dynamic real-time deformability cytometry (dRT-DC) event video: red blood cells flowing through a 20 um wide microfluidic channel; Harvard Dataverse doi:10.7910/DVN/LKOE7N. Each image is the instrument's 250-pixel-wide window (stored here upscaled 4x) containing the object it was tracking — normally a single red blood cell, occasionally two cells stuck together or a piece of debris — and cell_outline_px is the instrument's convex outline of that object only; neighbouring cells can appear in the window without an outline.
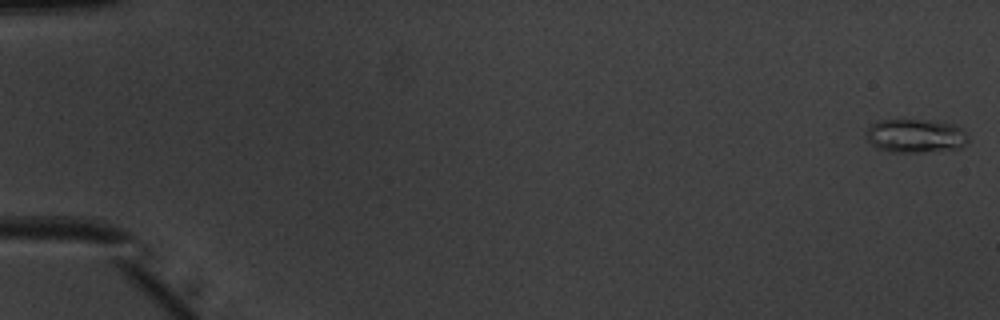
{"species": "common noctule bat (a hibernating species)", "species_latin": "Nyctalus noctula", "temperature_condition": "warm", "stored_images_in_passage": 51, "camera_frame_rate_fps": 3000, "um_per_image_px": 0.085, "animal": {"sex": "male", "body_mass_g": 20.1, "forearm_length_mm": 53.5}, "frame": {"image": 1, "passage_image": 1, "time_ms": 0.0, "image_size_px": [1000, 320], "cell_outline_px": [[968, 140], [960, 148], [920, 152], [888, 152], [876, 148], [868, 140], [868, 128], [872, 124], [880, 120], [936, 120], [956, 124], [968, 136]], "centroid_in_image_um": [77.84, 11.54], "position_along_channel_um": 7.2, "area_um2": 20.0}}
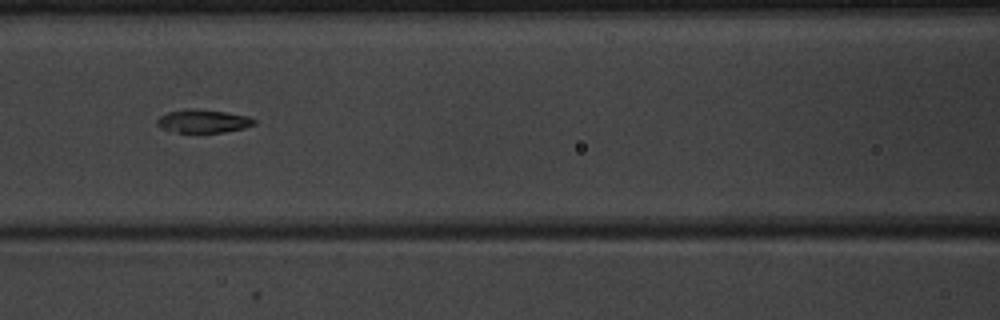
{"frame": {"image": 2, "passage_image": 24, "time_ms": 7.667, "image_size_px": [1000, 320], "cell_outline_px": [[256, 124], [244, 128], [224, 132], [176, 132], [160, 128], [156, 124], [156, 120], [160, 116], [168, 112], [188, 108], [192, 108], [228, 112], [248, 116], [256, 120]], "centroid_in_image_um": [17.27, 10.29], "position_along_channel_um": 149.3, "area_um2": 13.24}}
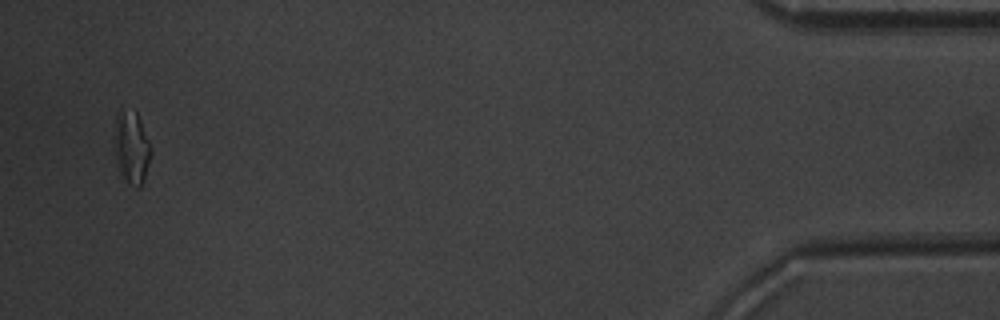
{"frame": {"image": 3, "passage_image": 50, "time_ms": 16.333, "image_size_px": [1000, 320], "cell_outline_px": [[152, 152], [144, 180], [140, 188], [136, 188], [128, 184], [120, 172], [112, 152], [112, 136], [116, 112], [136, 112], [140, 120], [152, 148]], "centroid_in_image_um": [11.13, 12.58], "position_along_channel_um": 424.1, "area_um2": 16.01}, "authors_computed_cell_mechanics": {"area_um2": 13.872, "velocity_mm_per_s": 4.0317, "shape_relaxation_time_tau1_ms": 3.7812, "shape_relaxation_time_tau2_ms": 1.5483, "deformation_change_tau1": 0.1699, "deformation_change_tau2": 0.0757}}